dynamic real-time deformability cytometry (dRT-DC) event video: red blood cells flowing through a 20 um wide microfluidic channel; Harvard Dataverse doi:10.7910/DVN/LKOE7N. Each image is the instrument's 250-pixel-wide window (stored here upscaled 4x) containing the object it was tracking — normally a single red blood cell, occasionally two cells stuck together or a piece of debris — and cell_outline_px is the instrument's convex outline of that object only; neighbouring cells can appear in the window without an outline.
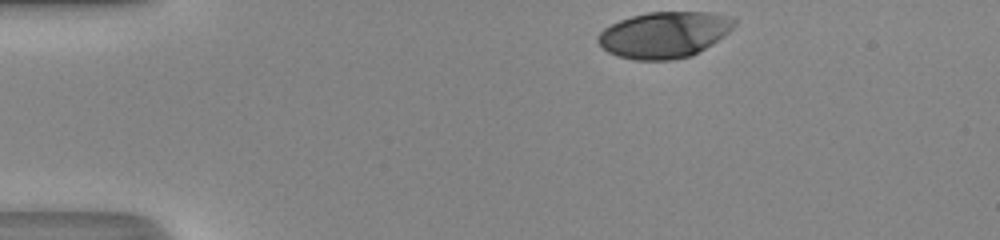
{"species": "human", "species_latin": "Homo sapiens", "temperature_condition": "room temperature", "stored_images_in_passage": 32, "camera_frame_rate_fps": 3000, "um_per_image_px": 0.085, "donor": {"sex": "male"}, "frame": {"image": 1, "passage_image": 1, "time_ms": 0.0, "image_size_px": [1000, 240], "cell_outline_px": [[736, 24], [724, 36], [712, 44], [692, 56], [672, 60], [636, 60], [616, 56], [608, 52], [596, 40], [596, 36], [604, 28], [620, 20], [632, 16], [648, 12], [712, 12], [736, 20]], "centroid_in_image_um": [56.44, 2.96], "position_along_channel_um": 28.6, "area_um2": 36.65}}
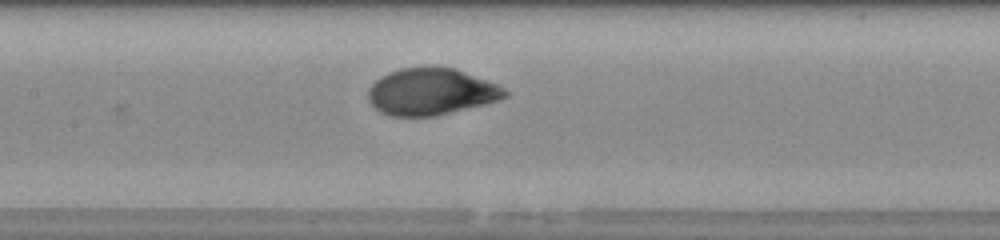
{"frame": {"image": 2, "passage_image": 16, "time_ms": 5.0, "image_size_px": [1000, 240], "cell_outline_px": [[508, 96], [500, 100], [436, 116], [388, 116], [380, 112], [368, 100], [368, 88], [380, 76], [388, 72], [400, 68], [456, 68], [496, 84], [504, 88], [508, 92]], "centroid_in_image_um": [36.63, 7.81], "position_along_channel_um": 170.8, "area_um2": 37.11}}
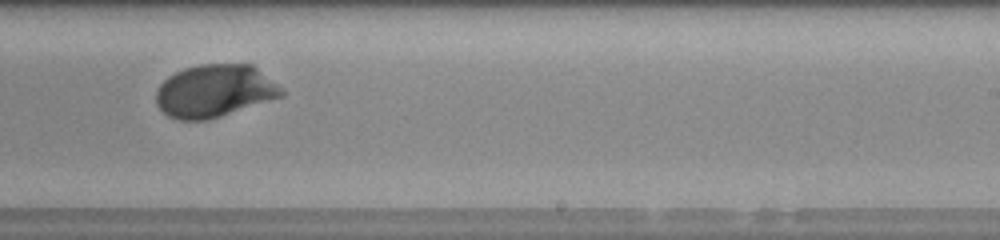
{"frame": {"image": 3, "passage_image": 23, "time_ms": 7.333, "image_size_px": [1000, 240], "cell_outline_px": [[284, 96], [208, 120], [180, 120], [168, 116], [156, 104], [156, 92], [160, 84], [168, 76], [184, 68], [200, 64], [252, 64], [276, 84], [284, 92]], "centroid_in_image_um": [18.22, 7.73], "position_along_channel_um": 270.8, "area_um2": 38.26}, "authors_computed_cell_mechanics": {"area_um2": 37.8301, "velocity_mm_per_s": 4.2986, "shape_relaxation_time_tau1_ms": 2.0528, "shape_relaxation_time_tau2_ms": null, "deformation_change_tau1": 0.1446, "deformation_change_tau2": null}}